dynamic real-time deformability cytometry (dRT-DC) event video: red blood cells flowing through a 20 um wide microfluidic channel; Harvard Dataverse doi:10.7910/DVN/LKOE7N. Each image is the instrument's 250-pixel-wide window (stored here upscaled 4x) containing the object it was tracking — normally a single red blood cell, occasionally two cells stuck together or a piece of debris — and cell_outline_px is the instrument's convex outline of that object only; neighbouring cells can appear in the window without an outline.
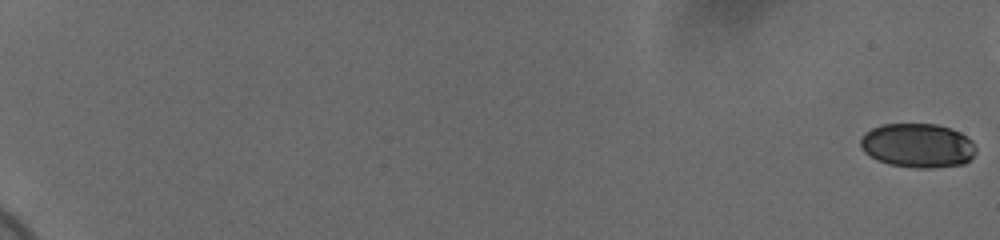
{"species": "human", "species_latin": "Homo sapiens", "temperature_condition": "cold", "stored_images_in_passage": 58, "camera_frame_rate_fps": 3000, "um_per_image_px": 0.085, "donor": {"sex": "female"}, "frame": {"image": 1, "passage_image": 1, "time_ms": 0.0, "image_size_px": [1000, 240], "cell_outline_px": [[976, 152], [964, 164], [932, 168], [916, 168], [888, 164], [876, 160], [864, 152], [860, 144], [860, 136], [864, 132], [880, 124], [936, 124], [952, 128], [960, 132], [972, 140], [976, 148]], "centroid_in_image_um": [77.98, 12.36], "position_along_channel_um": 7.0, "area_um2": 30.06}}
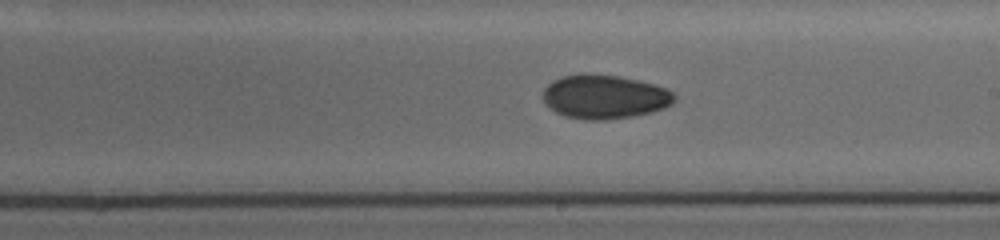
{"frame": {"image": 2, "passage_image": 39, "time_ms": 12.667, "image_size_px": [1000, 240], "cell_outline_px": [[676, 100], [672, 104], [664, 108], [632, 116], [600, 120], [588, 120], [564, 116], [556, 112], [544, 100], [544, 88], [552, 80], [560, 76], [580, 72], [588, 72], [620, 76], [668, 88], [676, 96]], "centroid_in_image_um": [51.38, 8.19], "position_along_channel_um": 237.6, "area_um2": 33.81}}
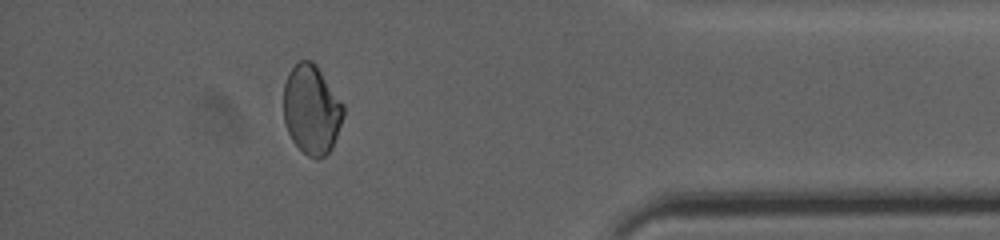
{"frame": {"image": 3, "passage_image": 55, "time_ms": 18.0, "image_size_px": [1000, 240], "cell_outline_px": [[344, 116], [332, 148], [324, 156], [316, 160], [308, 156], [292, 140], [288, 132], [284, 120], [284, 84], [288, 72], [300, 60], [312, 60], [316, 64], [344, 104]], "centroid_in_image_um": [26.49, 9.31], "position_along_channel_um": 408.7, "area_um2": 31.21}}